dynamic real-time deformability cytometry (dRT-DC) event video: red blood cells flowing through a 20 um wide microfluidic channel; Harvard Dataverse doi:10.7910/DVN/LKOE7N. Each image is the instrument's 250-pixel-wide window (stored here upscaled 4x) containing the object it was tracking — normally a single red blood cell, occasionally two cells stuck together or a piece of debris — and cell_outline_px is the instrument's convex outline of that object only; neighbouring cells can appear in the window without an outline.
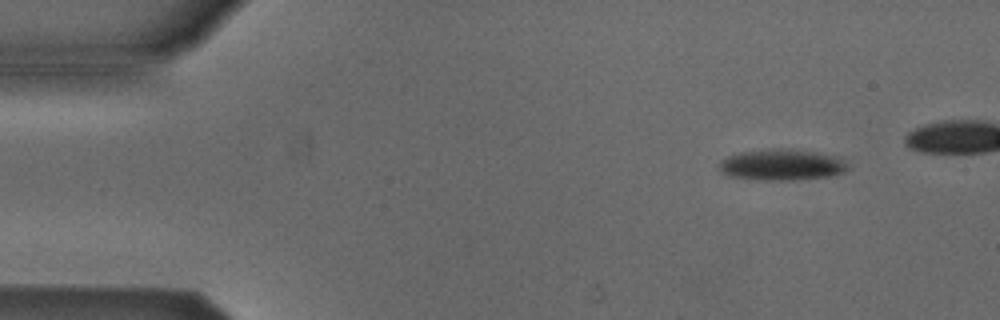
{"species": "Egyptian fruit bat (a non-hibernating species)", "species_latin": "Rousettus aegyptiacus", "temperature_condition": "cold", "stored_images_in_passage": 5, "camera_frame_rate_fps": 3000, "um_per_image_px": 0.085, "animal": {"sex": "male"}, "frame": {"image": 1, "passage_image": 2, "time_ms": 1.333, "image_size_px": [1000, 320], "cell_outline_px": [[852, 168], [844, 172], [832, 176], [792, 180], [764, 180], [728, 176], [720, 172], [720, 164], [728, 156], [744, 152], [816, 152], [840, 156]], "centroid_in_image_um": [66.56, 14.07], "position_along_channel_um": 18.4, "area_um2": 22.25}}